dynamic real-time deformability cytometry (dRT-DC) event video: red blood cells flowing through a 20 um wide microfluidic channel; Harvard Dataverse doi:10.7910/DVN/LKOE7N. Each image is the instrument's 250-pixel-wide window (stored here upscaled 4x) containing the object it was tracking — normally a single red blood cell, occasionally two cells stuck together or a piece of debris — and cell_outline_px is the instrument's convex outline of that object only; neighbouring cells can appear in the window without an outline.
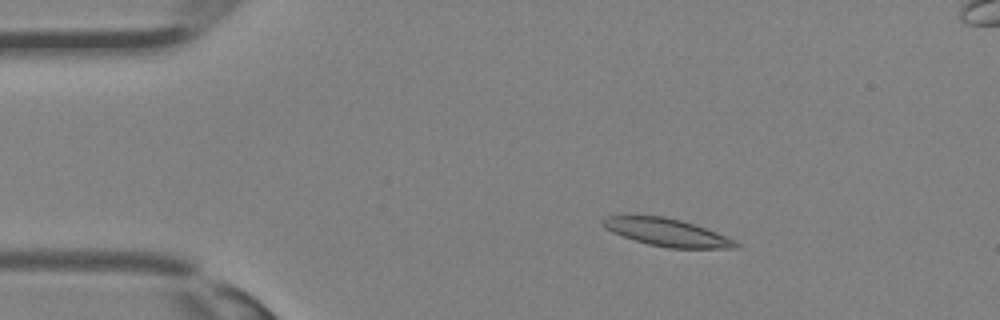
{"species": "Egyptian fruit bat (a non-hibernating species)", "species_latin": "Rousettus aegyptiacus", "temperature_condition": "room temperature", "stored_images_in_passage": 31, "segment_of_instrument_passage": [1, 2], "camera_frame_rate_fps": 3000, "um_per_image_px": 0.085, "animal": {"sex": "female"}, "frame": {"image": 1, "passage_image": 1, "time_ms": 0.0, "image_size_px": [1000, 320], "cell_outline_px": [[740, 248], [668, 248], [648, 244], [612, 232], [604, 228], [600, 224], [600, 220], [604, 216], [664, 216], [680, 220], [716, 232], [736, 240], [740, 244]], "centroid_in_image_um": [56.68, 19.76], "position_along_channel_um": 28.3, "area_um2": 21.27}}
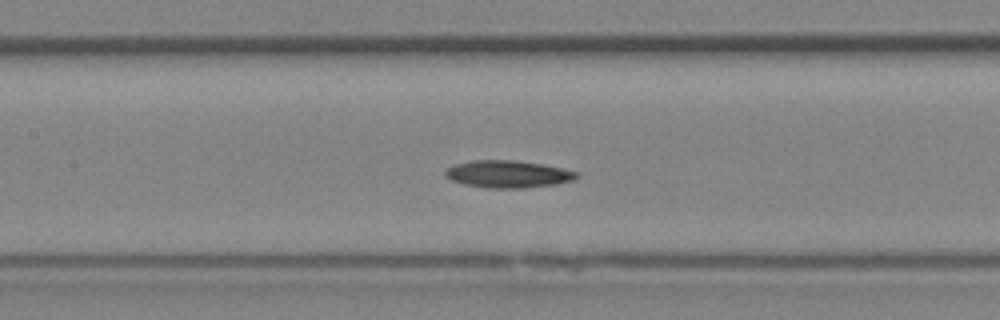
{"frame": {"image": 2, "passage_image": 11, "time_ms": 3.333, "image_size_px": [1000, 320], "cell_outline_px": [[580, 176], [572, 180], [556, 184], [524, 188], [488, 188], [464, 184], [452, 180], [444, 176], [444, 172], [448, 168], [456, 164], [472, 160], [516, 160], [544, 164], [564, 168], [576, 172]], "centroid_in_image_um": [43.19, 14.79], "position_along_channel_um": 164.2, "area_um2": 20.92}}
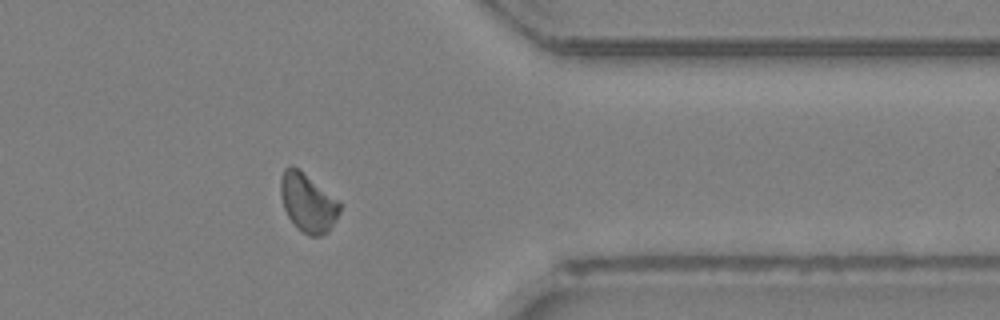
{"frame": {"image": 3, "passage_image": 23, "time_ms": 7.333, "image_size_px": [1000, 320], "cell_outline_px": [[340, 212], [336, 220], [328, 232], [320, 236], [308, 236], [296, 228], [288, 216], [284, 208], [280, 192], [280, 180], [284, 168], [292, 164], [336, 200], [340, 204]], "centroid_in_image_um": [26.13, 17.27], "position_along_channel_um": 385.3, "area_um2": 19.83}}